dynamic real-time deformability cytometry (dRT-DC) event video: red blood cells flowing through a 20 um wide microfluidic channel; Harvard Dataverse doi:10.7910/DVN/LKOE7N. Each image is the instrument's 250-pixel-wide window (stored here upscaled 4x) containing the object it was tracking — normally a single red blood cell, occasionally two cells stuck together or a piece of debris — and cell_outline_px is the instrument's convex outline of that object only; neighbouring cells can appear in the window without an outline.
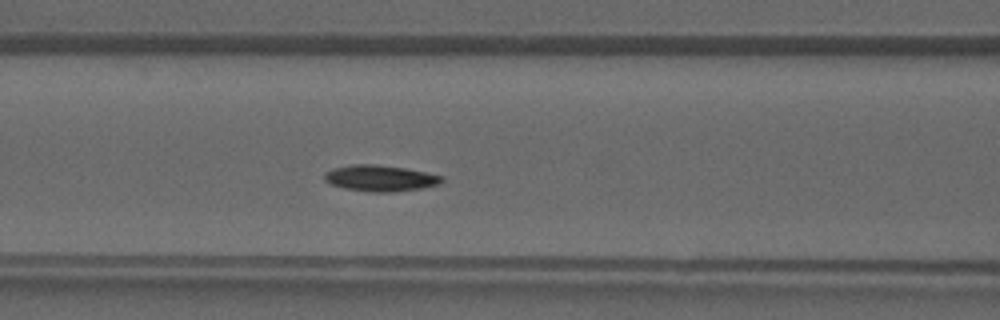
{"species": "common noctule bat (a hibernating species)", "species_latin": "Nyctalus noctula", "temperature_condition": "warm", "stored_images_in_passage": 18, "camera_frame_rate_fps": 3000, "um_per_image_px": 0.085, "animal": {"sex": "male", "forearm_length_mm": 52.5}, "frame": {"image": 1, "passage_image": 8, "time_ms": 2.333, "image_size_px": [1000, 320], "cell_outline_px": [[444, 180], [440, 184], [420, 188], [392, 192], [372, 192], [344, 188], [332, 184], [324, 180], [324, 172], [332, 168], [352, 164], [372, 164], [404, 168], [444, 176]], "centroid_in_image_um": [32.3, 15.14], "position_along_channel_um": 134.3, "area_um2": 17.8}}
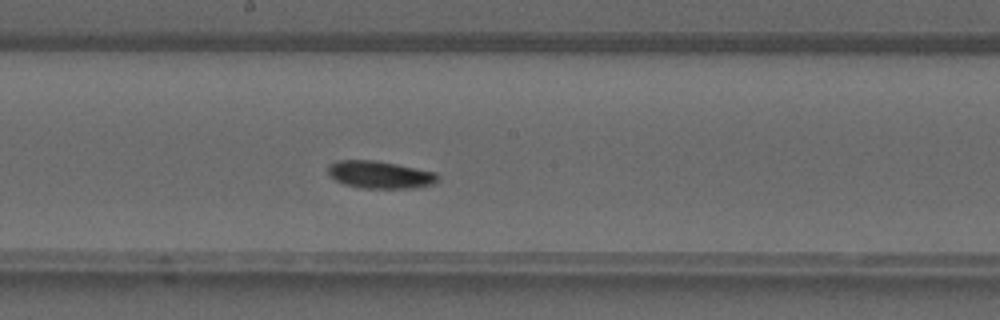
{"frame": {"image": 2, "passage_image": 13, "time_ms": 4.0, "image_size_px": [1000, 320], "cell_outline_px": [[440, 180], [436, 184], [416, 188], [364, 188], [344, 184], [336, 180], [328, 172], [328, 164], [336, 160], [376, 160], [436, 172], [440, 176]], "centroid_in_image_um": [32.35, 14.85], "position_along_channel_um": 215.8, "area_um2": 17.74}}
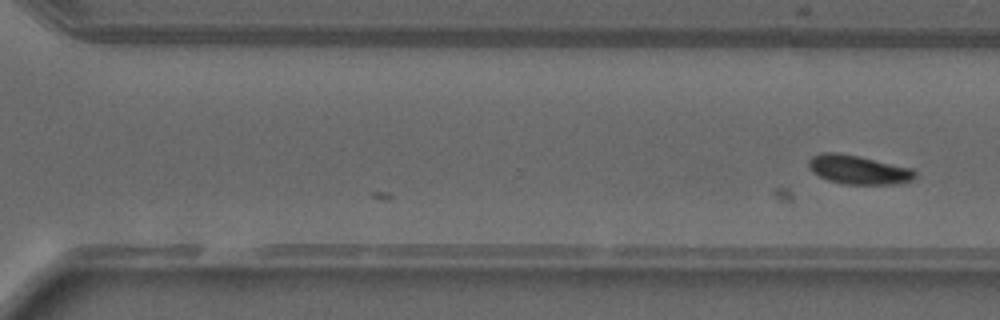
{"frame": {"image": 3, "passage_image": 18, "time_ms": 5.667, "image_size_px": [1000, 320], "cell_outline_px": [[916, 176], [912, 180], [900, 184], [844, 184], [828, 180], [820, 176], [808, 164], [808, 160], [812, 156], [820, 152], [836, 152], [856, 156], [912, 168], [916, 172]], "centroid_in_image_um": [72.99, 14.43], "position_along_channel_um": 297.6, "area_um2": 17.69}}